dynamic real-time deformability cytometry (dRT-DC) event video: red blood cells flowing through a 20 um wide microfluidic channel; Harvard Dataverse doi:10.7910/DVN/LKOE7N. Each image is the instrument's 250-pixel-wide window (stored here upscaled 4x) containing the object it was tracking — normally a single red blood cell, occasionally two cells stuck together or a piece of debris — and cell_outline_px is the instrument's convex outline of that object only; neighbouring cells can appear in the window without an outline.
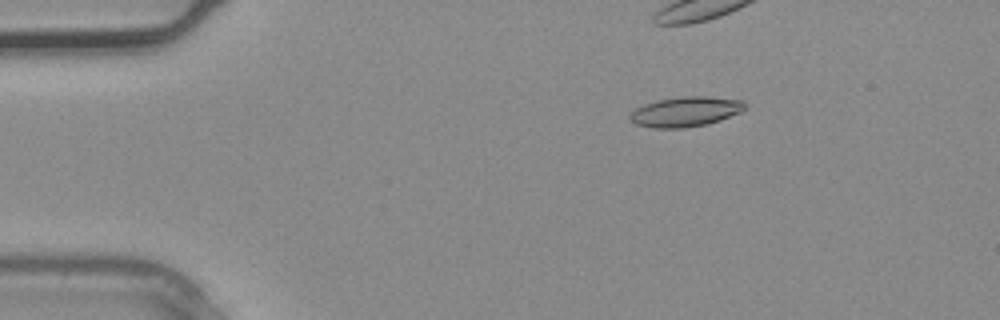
{"species": "common noctule bat (a hibernating species)", "species_latin": "Nyctalus noctula", "temperature_condition": "warm", "stored_images_in_passage": 2, "camera_frame_rate_fps": 3000, "um_per_image_px": 0.085, "animal": {"sex": "male", "body_mass_g": 20.4}, "frame": {"image": 1, "passage_image": 1, "time_ms": 0.0, "image_size_px": [1000, 320], "cell_outline_px": [[748, 104], [740, 112], [720, 120], [708, 124], [684, 128], [652, 128], [636, 124], [628, 116], [636, 108], [644, 104], [656, 100], [684, 96], [704, 96], [744, 100]], "centroid_in_image_um": [58.28, 9.49], "position_along_channel_um": 26.7, "area_um2": 20.11}}